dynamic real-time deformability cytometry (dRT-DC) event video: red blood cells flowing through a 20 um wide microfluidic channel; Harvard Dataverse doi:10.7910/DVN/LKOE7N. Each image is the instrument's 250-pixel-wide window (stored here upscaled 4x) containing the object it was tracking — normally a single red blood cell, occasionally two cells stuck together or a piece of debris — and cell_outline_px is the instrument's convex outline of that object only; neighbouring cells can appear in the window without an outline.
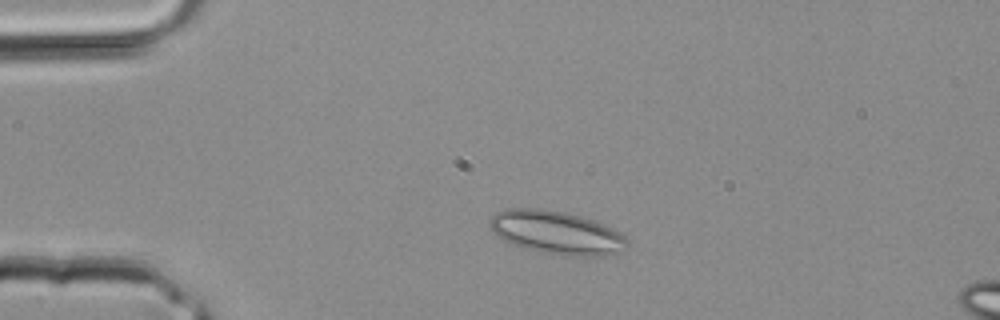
{"species": "common noctule bat (a hibernating species)", "species_latin": "Nyctalus noctula", "temperature_condition": "room temperature", "stored_images_in_passage": 2, "segment_of_instrument_passage": [1, 2], "camera_frame_rate_fps": 3000, "um_per_image_px": 0.085, "animal": {"sex": "male", "body_mass_g": 20.4}, "frame": {"image": 1, "passage_image": 1, "time_ms": 0.0, "image_size_px": [1000, 320], "cell_outline_px": [[628, 244], [624, 252], [604, 256], [568, 256], [540, 252], [512, 244], [504, 240], [488, 224], [488, 220], [496, 212], [508, 208], [540, 208], [568, 212], [592, 220], [612, 228], [624, 236], [628, 240]], "centroid_in_image_um": [47.33, 19.77], "position_along_channel_um": 37.7, "area_um2": 34.74}}